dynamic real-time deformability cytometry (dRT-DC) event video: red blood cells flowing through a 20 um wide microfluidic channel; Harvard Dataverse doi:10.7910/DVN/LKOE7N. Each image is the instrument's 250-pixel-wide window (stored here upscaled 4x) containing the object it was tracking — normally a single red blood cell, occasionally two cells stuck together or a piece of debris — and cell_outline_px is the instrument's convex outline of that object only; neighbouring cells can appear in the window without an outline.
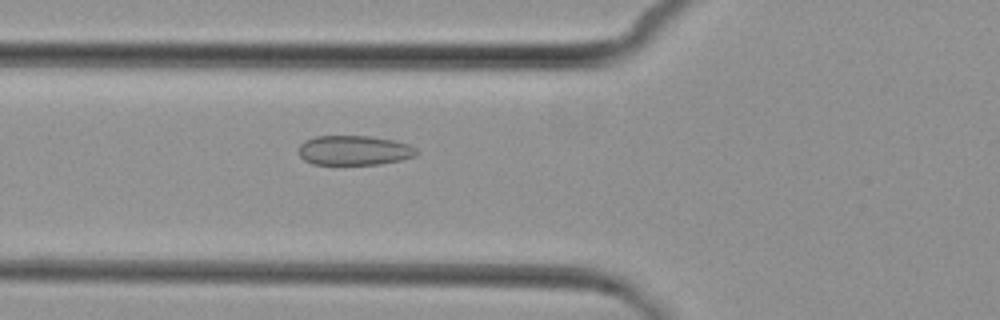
{"species": "common noctule bat (a hibernating species)", "species_latin": "Nyctalus noctula", "temperature_condition": "cold", "stored_images_in_passage": 6, "camera_frame_rate_fps": 3000, "um_per_image_px": 0.085, "animal": {"sex": "female", "body_mass_g": 29.2, "forearm_length_mm": 56.3}, "frame": {"image": 1, "passage_image": 6, "time_ms": 5.667, "image_size_px": [1000, 320], "cell_outline_px": [[420, 152], [416, 156], [400, 160], [380, 164], [312, 164], [304, 160], [300, 156], [300, 144], [304, 140], [316, 136], [372, 136], [392, 140], [408, 144], [416, 148]], "centroid_in_image_um": [30.12, 12.78], "position_along_channel_um": 95.7, "area_um2": 20.4}}